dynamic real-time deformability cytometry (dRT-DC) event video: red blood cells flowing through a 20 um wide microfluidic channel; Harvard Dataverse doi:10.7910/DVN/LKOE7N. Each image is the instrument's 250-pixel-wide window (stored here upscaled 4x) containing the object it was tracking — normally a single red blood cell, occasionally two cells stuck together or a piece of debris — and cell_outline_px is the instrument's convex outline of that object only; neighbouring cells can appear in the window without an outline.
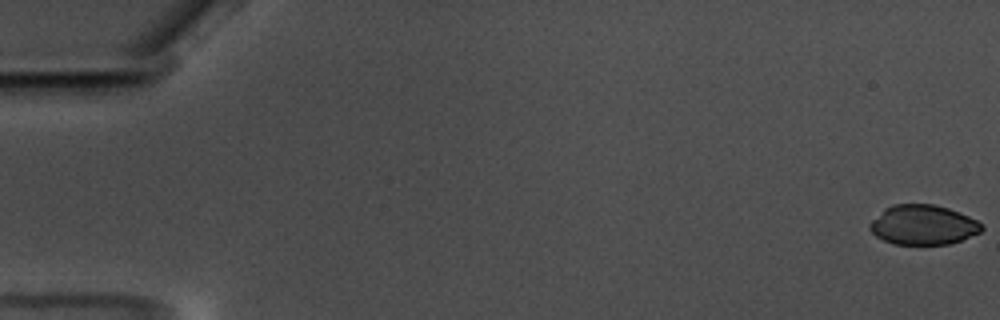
{"species": "common noctule bat (a hibernating species)", "species_latin": "Nyctalus noctula", "temperature_condition": "warm", "stored_images_in_passage": 59, "camera_frame_rate_fps": 3000, "um_per_image_px": 0.085, "animal": {"sex": "male", "body_mass_g": 17.5, "forearm_length_mm": 52.3}, "frame": {"image": 1, "passage_image": 1, "time_ms": 0.0, "image_size_px": [1000, 320], "cell_outline_px": [[984, 228], [980, 232], [960, 240], [948, 244], [892, 244], [876, 236], [868, 228], [868, 224], [884, 208], [892, 204], [932, 204], [948, 208], [960, 212], [984, 224]], "centroid_in_image_um": [78.45, 19.1], "position_along_channel_um": 6.6, "area_um2": 25.95}}
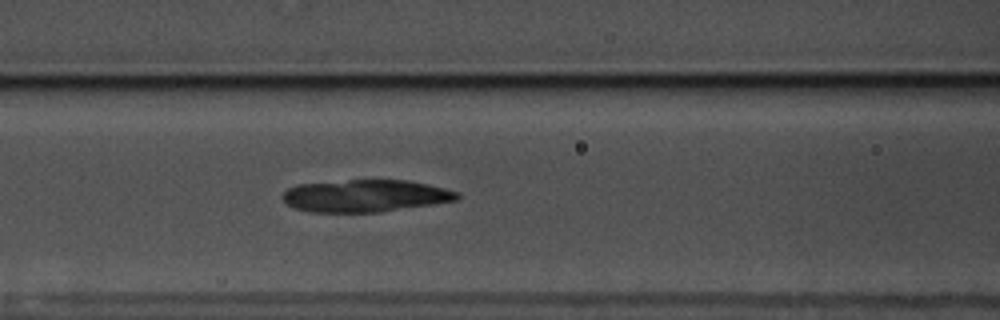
{"frame": {"image": 2, "passage_image": 26, "time_ms": 8.333, "image_size_px": [1000, 320], "cell_outline_px": [[460, 196], [456, 200], [432, 204], [380, 212], [308, 212], [296, 208], [288, 204], [280, 196], [288, 188], [296, 184], [348, 180], [408, 180], [428, 184], [460, 192]], "centroid_in_image_um": [31.04, 16.64], "position_along_channel_um": 135.6, "area_um2": 32.83}}
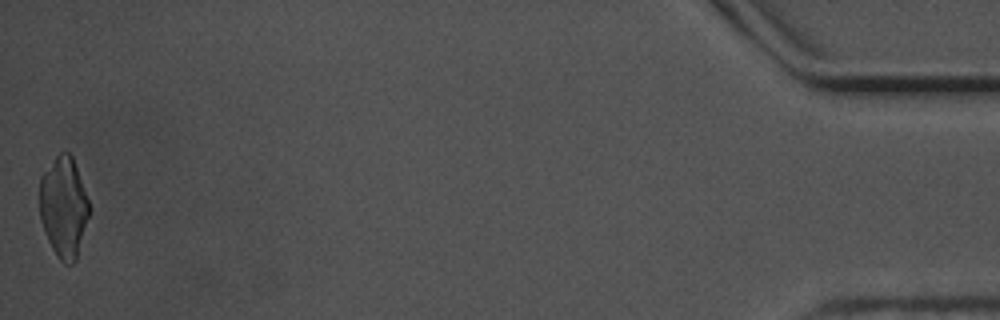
{"frame": {"image": 3, "passage_image": 59, "time_ms": 19.333, "image_size_px": [1000, 320], "cell_outline_px": [[88, 216], [76, 260], [72, 264], [64, 264], [56, 256], [48, 240], [40, 220], [40, 176], [56, 156], [60, 152], [68, 152], [72, 156], [88, 200]], "centroid_in_image_um": [5.39, 17.62], "position_along_channel_um": 429.8, "area_um2": 28.67}}